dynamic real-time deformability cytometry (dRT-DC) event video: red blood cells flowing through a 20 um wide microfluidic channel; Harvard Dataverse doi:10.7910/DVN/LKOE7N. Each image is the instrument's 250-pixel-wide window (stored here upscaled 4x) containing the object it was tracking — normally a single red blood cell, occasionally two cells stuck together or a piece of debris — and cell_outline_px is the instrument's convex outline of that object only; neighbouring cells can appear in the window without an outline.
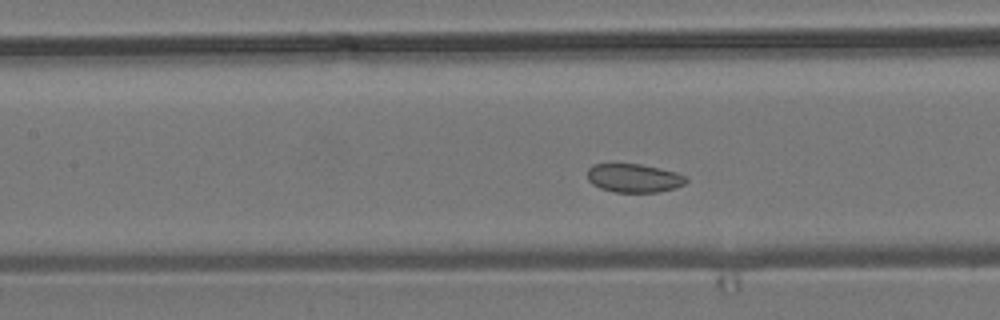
{"species": "common noctule bat (a hibernating species)", "species_latin": "Nyctalus noctula", "temperature_condition": "room temperature", "stored_images_in_passage": 44, "camera_frame_rate_fps": 3000, "um_per_image_px": 0.085, "animal": {"sex": "male", "body_mass_g": 19.2, "forearm_length_mm": 51.8}, "frame": {"image": 1, "passage_image": 13, "time_ms": 4.0, "image_size_px": [1000, 320], "cell_outline_px": [[688, 180], [684, 184], [676, 188], [660, 192], [616, 192], [600, 188], [592, 184], [588, 180], [588, 168], [592, 164], [640, 164], [660, 168], [676, 172], [688, 176]], "centroid_in_image_um": [53.91, 15.14], "position_along_channel_um": 153.5, "area_um2": 16.59}, "authors_computed_cell_mechanics": {"area_um2": 17.8313, "velocity_mm_per_s": 3.7666, "shape_relaxation_time_tau1_ms": null, "shape_relaxation_time_tau2_ms": 4.9104, "deformation_change_tau1": null, "deformation_change_tau2": 0.0791}}